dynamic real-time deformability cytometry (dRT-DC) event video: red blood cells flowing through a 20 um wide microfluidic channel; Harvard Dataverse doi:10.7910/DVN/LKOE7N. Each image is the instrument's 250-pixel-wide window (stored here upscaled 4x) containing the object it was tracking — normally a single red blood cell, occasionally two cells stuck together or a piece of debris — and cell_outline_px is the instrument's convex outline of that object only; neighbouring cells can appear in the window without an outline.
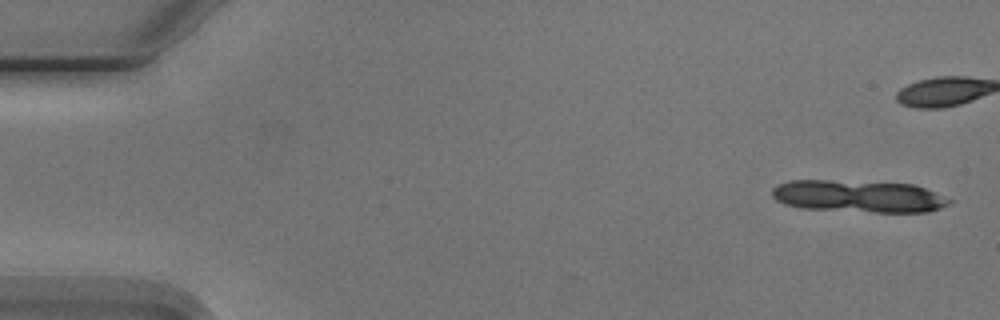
{"species": "Egyptian fruit bat (a non-hibernating species)", "species_latin": "Rousettus aegyptiacus", "temperature_condition": "cold", "stored_images_in_passage": 6, "camera_frame_rate_fps": 3000, "um_per_image_px": 0.085, "animal": {"sex": "male"}, "frame": {"image": 1, "passage_image": 1, "time_ms": 0.0, "image_size_px": [1000, 320], "cell_outline_px": [[952, 204], [928, 212], [876, 212], [804, 208], [784, 204], [776, 200], [772, 196], [772, 188], [788, 180], [828, 180], [912, 184], [924, 188], [952, 200]], "centroid_in_image_um": [72.97, 16.68], "position_along_channel_um": 12.0, "area_um2": 33.0}}